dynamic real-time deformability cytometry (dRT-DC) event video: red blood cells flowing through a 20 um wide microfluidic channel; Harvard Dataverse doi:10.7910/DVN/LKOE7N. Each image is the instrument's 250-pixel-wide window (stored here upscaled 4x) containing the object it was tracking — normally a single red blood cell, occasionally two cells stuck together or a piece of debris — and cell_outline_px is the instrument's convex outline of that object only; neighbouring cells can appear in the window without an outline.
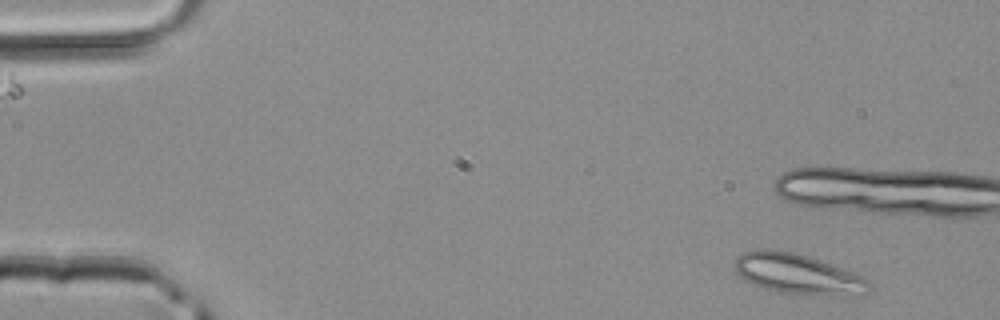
{"species": "common noctule bat (a hibernating species)", "species_latin": "Nyctalus noctula", "temperature_condition": "room temperature", "stored_images_in_passage": 5, "camera_frame_rate_fps": 3000, "um_per_image_px": 0.085, "animal": {"sex": "male", "body_mass_g": 20.4}, "frame": {"image": 1, "passage_image": 1, "time_ms": 0.0, "image_size_px": [1000, 320], "cell_outline_px": [[872, 288], [868, 296], [836, 296], [780, 292], [764, 288], [752, 284], [744, 280], [736, 272], [736, 256], [744, 252], [760, 248], [768, 248], [792, 252], [808, 256], [844, 268], [864, 276], [872, 284]], "centroid_in_image_um": [67.92, 23.3], "position_along_channel_um": 17.1, "area_um2": 32.14}}